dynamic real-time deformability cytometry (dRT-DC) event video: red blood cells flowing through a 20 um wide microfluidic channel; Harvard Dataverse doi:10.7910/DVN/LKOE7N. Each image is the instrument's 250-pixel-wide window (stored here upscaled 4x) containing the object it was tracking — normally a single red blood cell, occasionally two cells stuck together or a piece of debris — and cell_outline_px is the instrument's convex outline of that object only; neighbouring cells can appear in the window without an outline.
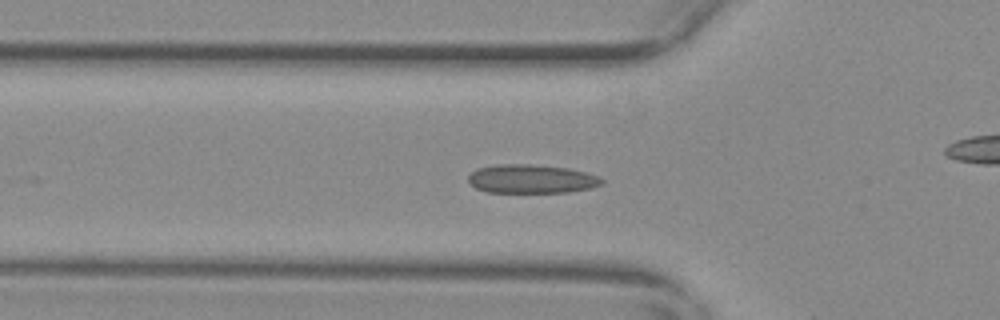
{"species": "common noctule bat (a hibernating species)", "species_latin": "Nyctalus noctula", "temperature_condition": "warm", "stored_images_in_passage": 21, "camera_frame_rate_fps": 3000, "um_per_image_px": 0.085, "animal": {"sex": "female", "body_mass_g": 29.2, "forearm_length_mm": 56.3}, "frame": {"image": 1, "passage_image": 10, "time_ms": 3.0, "image_size_px": [1000, 320], "cell_outline_px": [[604, 184], [592, 188], [568, 192], [488, 192], [476, 188], [468, 180], [468, 176], [476, 168], [496, 164], [528, 164], [568, 168], [600, 176], [604, 180]], "centroid_in_image_um": [45.2, 15.2], "position_along_channel_um": 80.6, "area_um2": 22.43}}
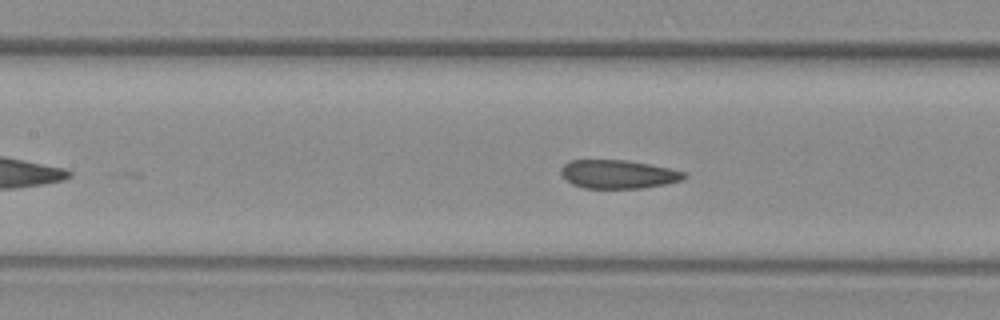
{"frame": {"image": 2, "passage_image": 16, "time_ms": 5.0, "image_size_px": [1000, 320], "cell_outline_px": [[688, 176], [684, 180], [664, 184], [640, 188], [584, 188], [572, 184], [560, 172], [560, 168], [568, 160], [628, 160], [668, 168], [684, 172]], "centroid_in_image_um": [52.54, 14.8], "position_along_channel_um": 154.9, "area_um2": 20.4}}
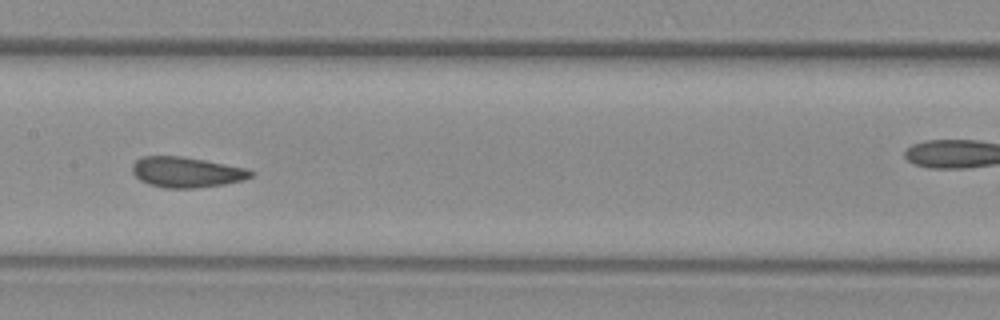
{"frame": {"image": 3, "passage_image": 19, "time_ms": 6.0, "image_size_px": [1000, 320], "cell_outline_px": [[256, 172], [252, 176], [244, 180], [224, 184], [196, 188], [164, 188], [148, 184], [140, 180], [132, 172], [132, 164], [140, 156], [180, 156], [204, 160], [248, 168]], "centroid_in_image_um": [15.86, 14.63], "position_along_channel_um": 191.5, "area_um2": 21.21}}